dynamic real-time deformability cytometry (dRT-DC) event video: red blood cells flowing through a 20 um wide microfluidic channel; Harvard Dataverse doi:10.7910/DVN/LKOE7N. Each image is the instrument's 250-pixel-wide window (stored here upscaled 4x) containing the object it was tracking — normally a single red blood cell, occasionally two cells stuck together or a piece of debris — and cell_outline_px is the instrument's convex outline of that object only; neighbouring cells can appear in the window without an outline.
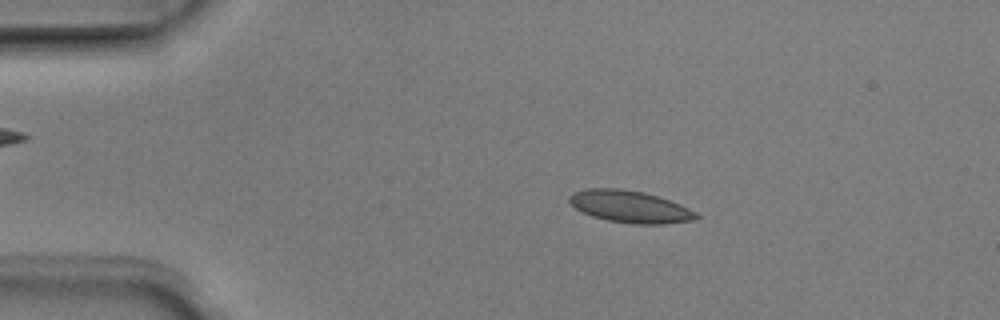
{"species": "Egyptian fruit bat (a non-hibernating species)", "species_latin": "Rousettus aegyptiacus", "temperature_condition": "room temperature", "stored_images_in_passage": 6, "camera_frame_rate_fps": 3000, "um_per_image_px": 0.085, "animal": {"sex": "male"}, "frame": {"image": 1, "passage_image": 2, "time_ms": 0.333, "image_size_px": [1000, 320], "cell_outline_px": [[700, 216], [692, 220], [664, 224], [632, 224], [608, 220], [592, 216], [576, 208], [568, 200], [568, 196], [572, 192], [588, 188], [620, 188], [644, 192], [680, 204], [696, 212]], "centroid_in_image_um": [53.53, 17.56], "position_along_channel_um": 31.5, "area_um2": 23.58}}
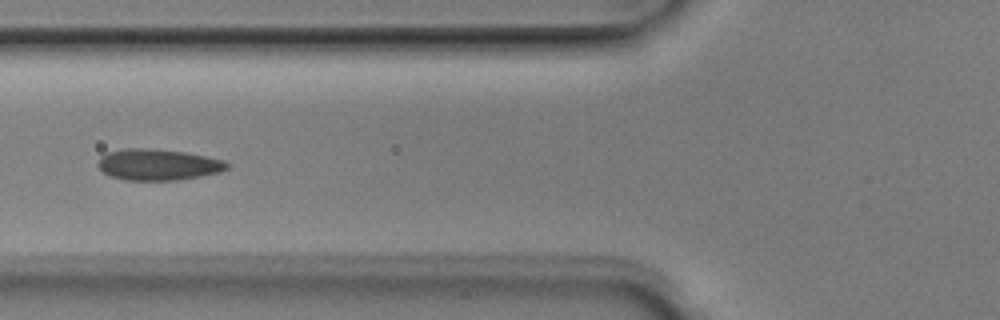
{"frame": {"image": 2, "passage_image": 5, "time_ms": 1.333, "image_size_px": [1000, 320], "cell_outline_px": [[228, 168], [220, 172], [200, 176], [176, 180], [124, 180], [112, 176], [104, 172], [96, 164], [100, 156], [108, 152], [124, 148], [148, 148], [184, 152], [224, 160], [228, 164]], "centroid_in_image_um": [13.4, 13.99], "position_along_channel_um": 112.4, "area_um2": 23.35}}
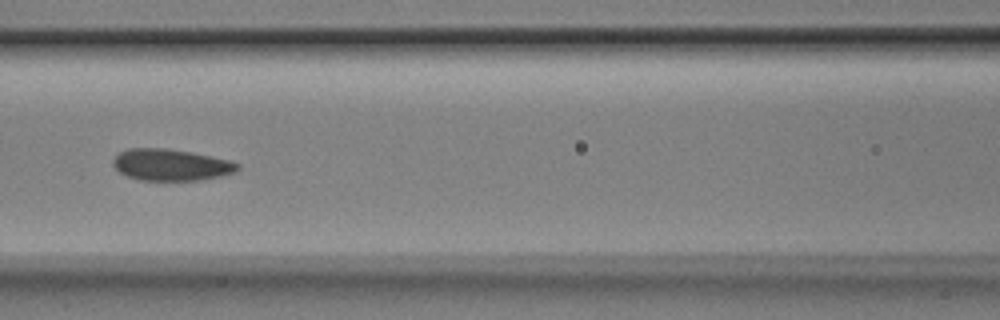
{"frame": {"image": 3, "passage_image": 6, "time_ms": 1.667, "image_size_px": [1000, 320], "cell_outline_px": [[240, 168], [236, 172], [220, 176], [200, 180], [140, 180], [128, 176], [120, 172], [112, 164], [112, 160], [120, 152], [128, 148], [164, 148], [192, 152], [232, 160], [240, 164]], "centroid_in_image_um": [14.57, 14.0], "position_along_channel_um": 152.0, "area_um2": 23.0}}